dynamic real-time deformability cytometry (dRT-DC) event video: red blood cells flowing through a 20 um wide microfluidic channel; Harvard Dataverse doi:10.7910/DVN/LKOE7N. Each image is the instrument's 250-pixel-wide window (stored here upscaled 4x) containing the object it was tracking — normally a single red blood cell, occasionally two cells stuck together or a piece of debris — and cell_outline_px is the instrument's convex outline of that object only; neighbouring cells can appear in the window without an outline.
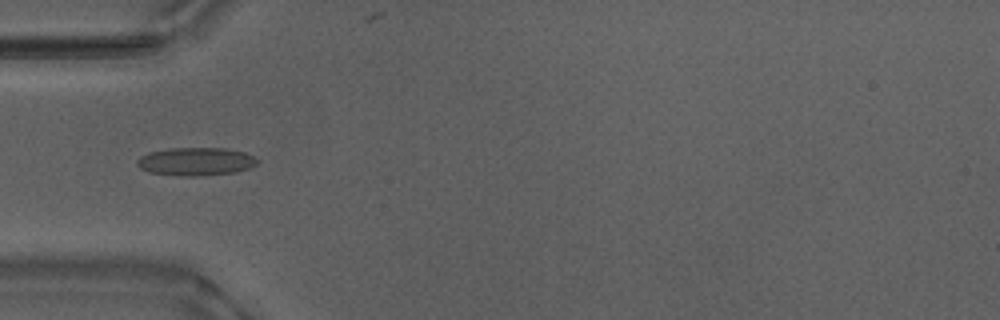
{"species": "Egyptian fruit bat (a non-hibernating species)", "species_latin": "Rousettus aegyptiacus", "temperature_condition": "warm", "stored_images_in_passage": 37, "camera_frame_rate_fps": 3000, "um_per_image_px": 0.085, "animal": {"sex": "male"}, "frame": {"image": 1, "passage_image": 1, "time_ms": 0.0, "image_size_px": [1000, 320], "cell_outline_px": [[260, 160], [252, 168], [236, 172], [196, 176], [188, 176], [148, 172], [140, 168], [136, 164], [136, 160], [140, 156], [148, 152], [172, 148], [224, 148], [244, 152]], "centroid_in_image_um": [16.65, 13.72], "position_along_channel_um": 68.3, "area_um2": 19.71}}
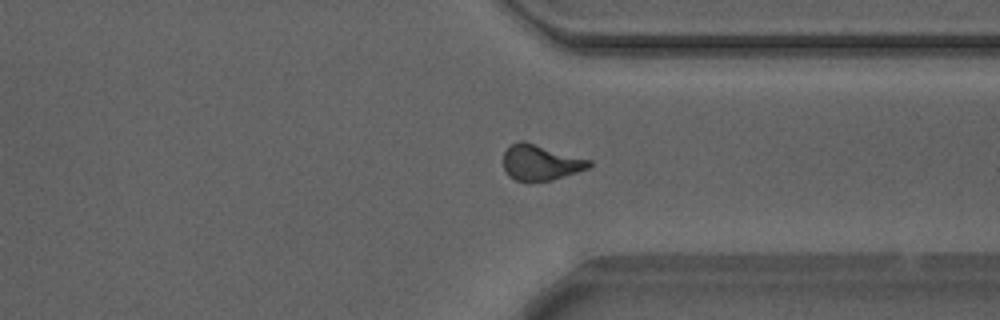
{"frame": {"image": 2, "passage_image": 24, "time_ms": 7.667, "image_size_px": [1000, 320], "cell_outline_px": [[592, 164], [588, 168], [552, 180], [516, 180], [508, 176], [504, 168], [504, 152], [512, 144], [520, 140], [524, 140], [592, 160]], "centroid_in_image_um": [45.96, 13.79], "position_along_channel_um": 365.4, "area_um2": 17.63}}
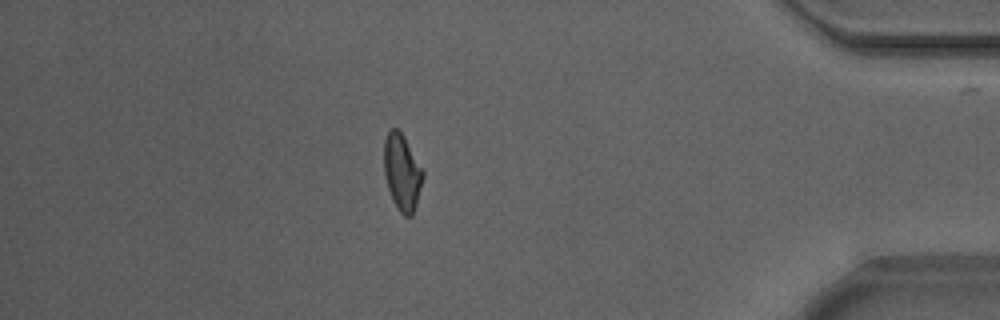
{"frame": {"image": 3, "passage_image": 30, "time_ms": 9.667, "image_size_px": [1000, 320], "cell_outline_px": [[424, 176], [416, 204], [412, 216], [404, 216], [400, 212], [388, 188], [384, 172], [384, 140], [388, 132], [392, 128], [396, 128], [404, 136], [424, 172]], "centroid_in_image_um": [34.18, 14.63], "position_along_channel_um": 401.0, "area_um2": 16.99}, "authors_computed_cell_mechanics": {"area_um2": 17.629, "velocity_mm_per_s": 3.8816, "shape_relaxation_time_tau1_ms": 11.1011, "shape_relaxation_time_tau2_ms": 1.6144, "deformation_change_tau1": 0.2377, "deformation_change_tau2": 0.0794}}